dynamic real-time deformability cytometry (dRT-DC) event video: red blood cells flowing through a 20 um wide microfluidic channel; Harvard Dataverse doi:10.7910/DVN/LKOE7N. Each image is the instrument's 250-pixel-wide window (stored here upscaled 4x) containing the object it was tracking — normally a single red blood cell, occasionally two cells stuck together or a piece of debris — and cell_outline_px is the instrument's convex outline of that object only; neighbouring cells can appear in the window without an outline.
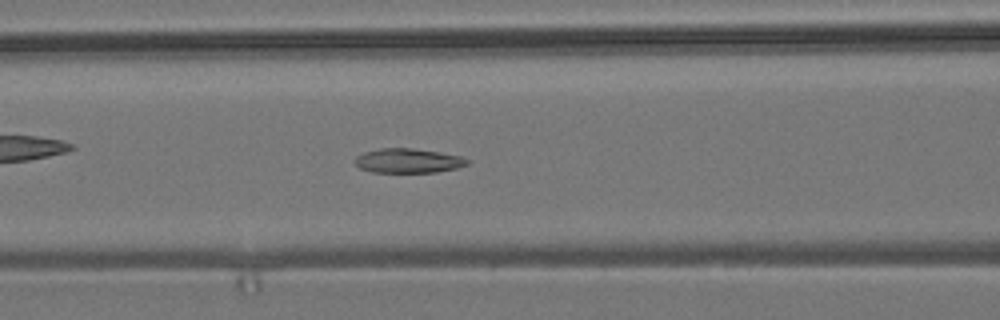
{"species": "common noctule bat (a hibernating species)", "species_latin": "Nyctalus noctula", "temperature_condition": "room temperature", "stored_images_in_passage": 42, "camera_frame_rate_fps": 3000, "um_per_image_px": 0.085, "animal": {"sex": "male", "body_mass_g": 19.2, "forearm_length_mm": 51.8}, "frame": {"image": 1, "passage_image": 8, "time_ms": 2.333, "image_size_px": [1000, 320], "cell_outline_px": [[468, 164], [456, 168], [436, 172], [372, 172], [360, 168], [352, 160], [356, 156], [364, 152], [380, 148], [412, 148], [460, 156], [468, 160]], "centroid_in_image_um": [34.63, 13.66], "position_along_channel_um": 132.0, "area_um2": 15.84}}
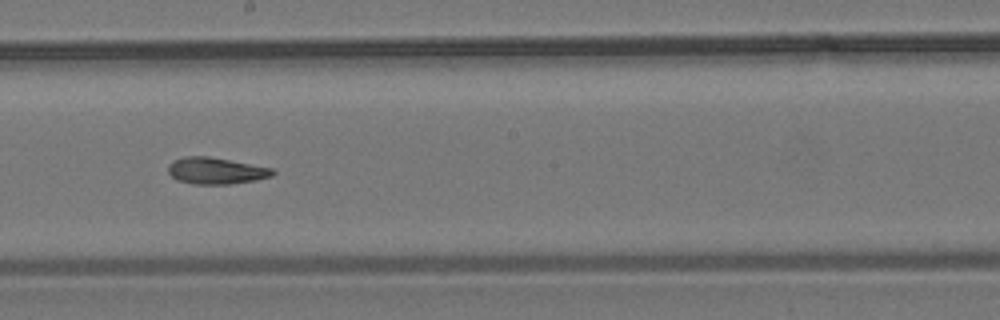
{"frame": {"image": 2, "passage_image": 16, "time_ms": 5.0, "image_size_px": [1000, 320], "cell_outline_px": [[276, 172], [272, 176], [256, 180], [228, 184], [192, 184], [176, 180], [168, 172], [168, 164], [172, 160], [184, 156], [208, 156], [272, 168]], "centroid_in_image_um": [18.32, 14.51], "position_along_channel_um": 229.9, "area_um2": 16.24}}
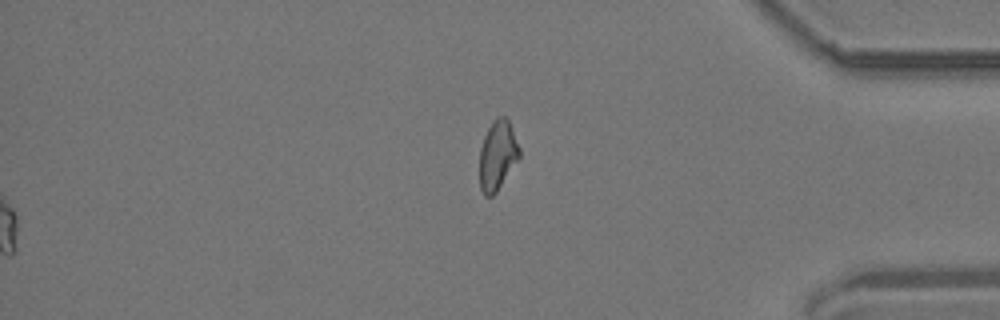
{"frame": {"image": 3, "passage_image": 42, "time_ms": 13.667, "image_size_px": [1000, 320], "cell_outline_px": [[520, 156], [496, 192], [492, 196], [484, 196], [480, 188], [480, 148], [484, 136], [492, 120], [496, 116], [504, 116], [508, 120], [520, 148]], "centroid_in_image_um": [42.28, 13.18], "position_along_channel_um": 392.9, "area_um2": 16.01}, "authors_computed_cell_mechanics": {"area_um2": 16.473, "velocity_mm_per_s": 3.6701, "shape_relaxation_time_tau1_ms": null, "shape_relaxation_time_tau2_ms": 4.5428, "deformation_change_tau1": null, "deformation_change_tau2": 0.1339}}